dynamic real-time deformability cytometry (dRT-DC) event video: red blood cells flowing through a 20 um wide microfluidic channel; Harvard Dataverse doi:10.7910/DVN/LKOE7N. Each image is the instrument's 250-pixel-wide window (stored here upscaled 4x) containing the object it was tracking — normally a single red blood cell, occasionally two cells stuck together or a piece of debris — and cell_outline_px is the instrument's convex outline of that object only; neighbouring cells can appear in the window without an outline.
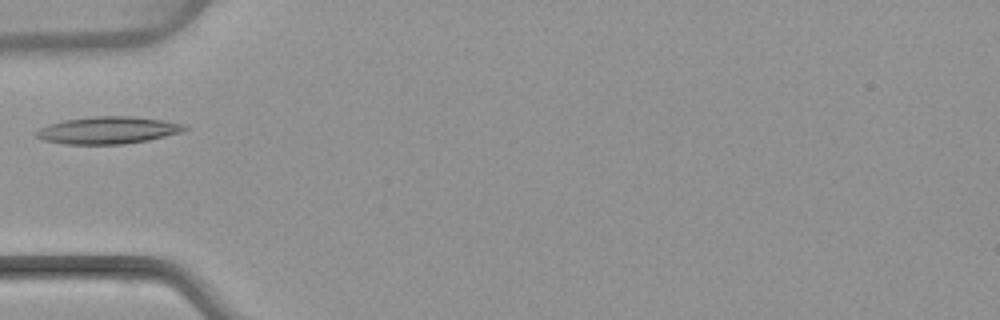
{"species": "common noctule bat (a hibernating species)", "species_latin": "Nyctalus noctula", "temperature_condition": "warm", "stored_images_in_passage": 1, "camera_frame_rate_fps": 3000, "um_per_image_px": 0.085, "animal": {"sex": "female", "body_mass_g": 22.7, "forearm_length_mm": 54.2}, "frame": {"image": 1, "passage_image": 1, "time_ms": 0.0, "image_size_px": [1000, 320], "cell_outline_px": [[188, 128], [180, 132], [148, 140], [124, 144], [64, 144], [44, 140], [36, 136], [36, 132], [40, 128], [48, 124], [64, 120], [92, 116], [128, 116], [164, 120], [184, 124]], "centroid_in_image_um": [9.16, 11.06], "position_along_channel_um": 75.8, "area_um2": 23.35}}